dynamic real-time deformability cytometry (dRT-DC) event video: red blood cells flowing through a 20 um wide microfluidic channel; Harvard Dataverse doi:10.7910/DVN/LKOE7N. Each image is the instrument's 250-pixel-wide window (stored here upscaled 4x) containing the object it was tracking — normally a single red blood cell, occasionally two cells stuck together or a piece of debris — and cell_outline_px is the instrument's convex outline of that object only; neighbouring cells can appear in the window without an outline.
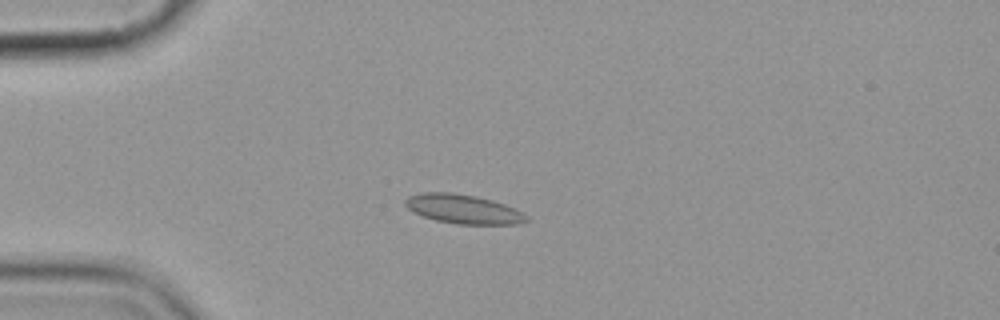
{"species": "common noctule bat (a hibernating species)", "species_latin": "Nyctalus noctula", "temperature_condition": "cold", "stored_images_in_passage": 7, "camera_frame_rate_fps": 3000, "um_per_image_px": 0.085, "animal": {"sex": "female", "body_mass_g": 19.9}, "frame": {"image": 1, "passage_image": 4, "time_ms": 3.333, "image_size_px": [1000, 320], "cell_outline_px": [[528, 220], [516, 224], [456, 224], [436, 220], [412, 212], [404, 204], [404, 200], [408, 196], [420, 192], [452, 192], [476, 196], [492, 200], [504, 204], [528, 216]], "centroid_in_image_um": [39.32, 17.76], "position_along_channel_um": 45.7, "area_um2": 20.52}}
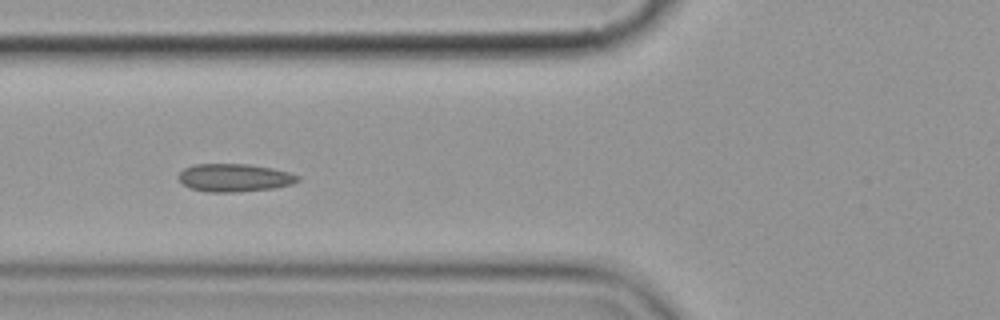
{"frame": {"image": 2, "passage_image": 6, "time_ms": 5.667, "image_size_px": [1000, 320], "cell_outline_px": [[300, 180], [292, 184], [272, 188], [232, 192], [208, 192], [192, 188], [184, 184], [176, 176], [184, 168], [192, 164], [248, 164], [272, 168], [288, 172], [300, 176]], "centroid_in_image_um": [19.91, 15.09], "position_along_channel_um": 105.9, "area_um2": 19.31}}
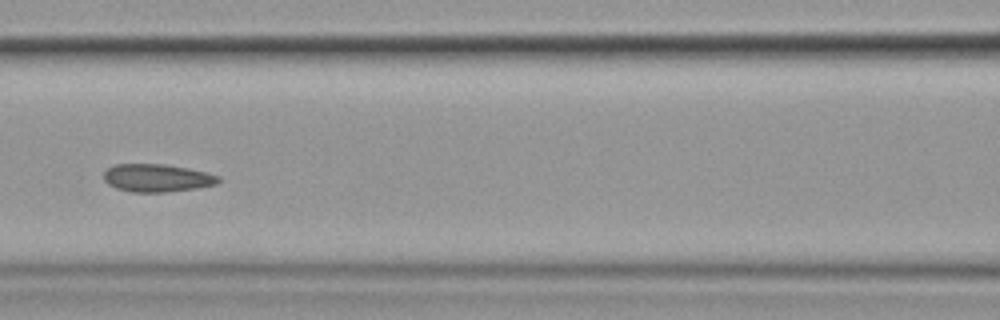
{"frame": {"image": 3, "passage_image": 7, "time_ms": 7.0, "image_size_px": [1000, 320], "cell_outline_px": [[220, 180], [216, 184], [196, 188], [164, 192], [132, 192], [116, 188], [108, 184], [104, 180], [104, 172], [108, 168], [116, 164], [164, 164], [188, 168], [220, 176]], "centroid_in_image_um": [13.33, 15.12], "position_along_channel_um": 153.3, "area_um2": 18.5}}